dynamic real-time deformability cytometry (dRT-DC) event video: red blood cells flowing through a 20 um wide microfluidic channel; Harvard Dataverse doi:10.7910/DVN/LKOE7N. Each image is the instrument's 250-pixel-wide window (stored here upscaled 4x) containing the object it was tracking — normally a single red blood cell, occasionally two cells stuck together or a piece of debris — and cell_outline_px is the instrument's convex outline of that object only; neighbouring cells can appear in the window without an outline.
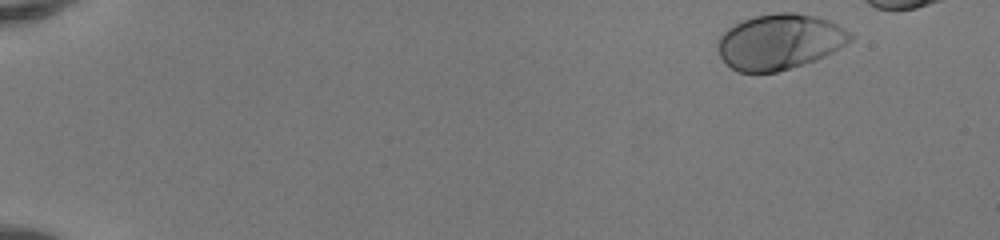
{"species": "human", "species_latin": "Homo sapiens", "temperature_condition": "room temperature", "stored_images_in_passage": 44, "camera_frame_rate_fps": 3000, "um_per_image_px": 0.085, "donor": {"sex": "female"}, "frame": {"image": 1, "passage_image": 2, "time_ms": 0.333, "image_size_px": [1000, 240], "cell_outline_px": [[852, 40], [832, 52], [816, 60], [776, 72], [736, 72], [720, 56], [716, 48], [716, 40], [728, 28], [752, 16], [776, 12], [796, 12], [816, 16], [828, 20], [852, 32]], "centroid_in_image_um": [66.25, 3.53], "position_along_channel_um": 18.7, "area_um2": 42.89}}
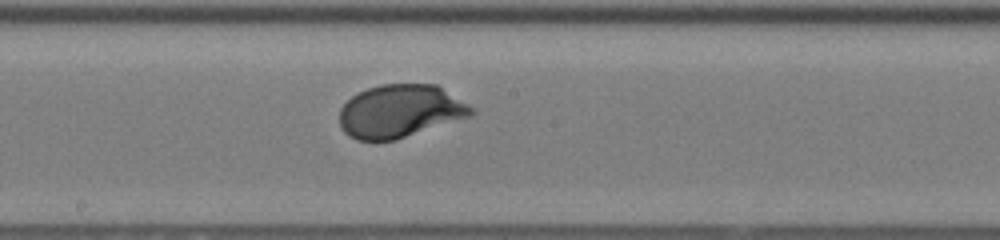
{"frame": {"image": 2, "passage_image": 27, "time_ms": 8.667, "image_size_px": [1000, 240], "cell_outline_px": [[476, 112], [472, 116], [396, 140], [356, 140], [348, 136], [340, 128], [340, 108], [352, 96], [368, 88], [380, 84], [436, 84], [476, 108]], "centroid_in_image_um": [34.04, 9.45], "position_along_channel_um": 214.2, "area_um2": 40.98}}
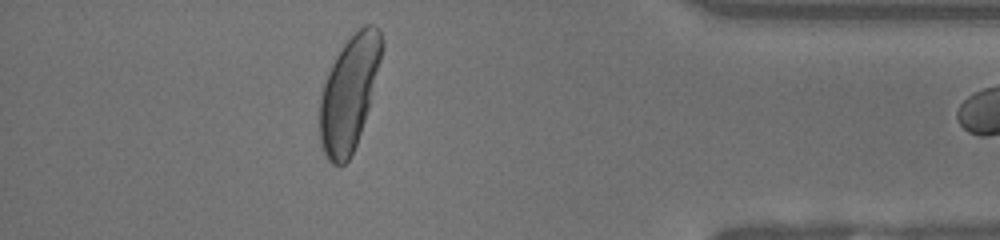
{"frame": {"image": 3, "passage_image": 43, "time_ms": 14.0, "image_size_px": [1000, 240], "cell_outline_px": [[384, 44], [368, 108], [356, 144], [348, 160], [340, 168], [332, 164], [328, 160], [320, 144], [320, 96], [328, 72], [336, 56], [344, 44], [364, 24], [372, 24], [380, 28], [384, 40]], "centroid_in_image_um": [29.67, 7.92], "position_along_channel_um": 405.5, "area_um2": 40.81}}